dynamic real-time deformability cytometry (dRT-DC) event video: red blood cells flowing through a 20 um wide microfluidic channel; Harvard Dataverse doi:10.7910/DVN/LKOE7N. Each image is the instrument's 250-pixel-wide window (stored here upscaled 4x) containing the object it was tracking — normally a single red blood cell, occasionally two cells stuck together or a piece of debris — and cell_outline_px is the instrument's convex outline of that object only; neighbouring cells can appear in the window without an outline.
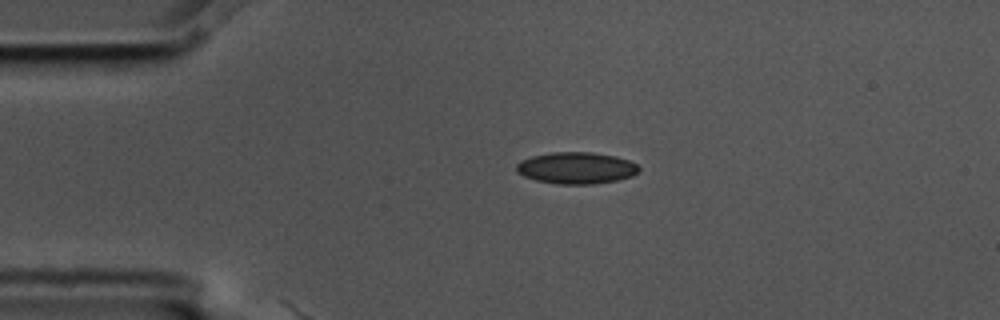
{"species": "common noctule bat (a hibernating species)", "species_latin": "Nyctalus noctula", "temperature_condition": "cold", "stored_images_in_passage": 2, "camera_frame_rate_fps": 3000, "um_per_image_px": 0.085, "animal": {"sex": "male", "body_mass_g": 17.5, "forearm_length_mm": 52.3}, "frame": {"image": 1, "passage_image": 1, "time_ms": 0.0, "image_size_px": [1000, 320], "cell_outline_px": [[640, 168], [632, 176], [616, 180], [592, 184], [556, 184], [536, 180], [524, 176], [516, 172], [516, 164], [520, 160], [532, 156], [552, 152], [592, 152], [616, 156], [628, 160], [636, 164]], "centroid_in_image_um": [48.95, 14.27], "position_along_channel_um": 36.0, "area_um2": 22.6}}